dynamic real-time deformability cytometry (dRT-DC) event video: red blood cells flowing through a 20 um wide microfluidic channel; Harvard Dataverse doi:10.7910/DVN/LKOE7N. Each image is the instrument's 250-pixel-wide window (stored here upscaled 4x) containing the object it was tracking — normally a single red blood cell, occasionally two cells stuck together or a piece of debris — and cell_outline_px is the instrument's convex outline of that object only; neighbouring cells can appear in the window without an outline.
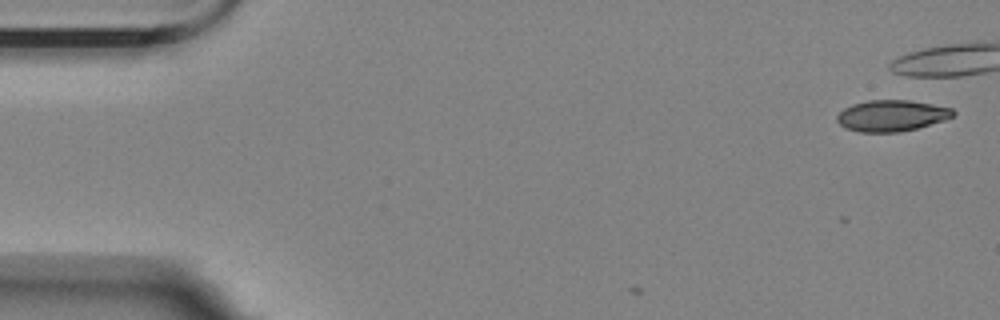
{"species": "Egyptian fruit bat (a non-hibernating species)", "species_latin": "Rousettus aegyptiacus", "temperature_condition": "room temperature", "stored_images_in_passage": 2, "camera_frame_rate_fps": 3000, "um_per_image_px": 0.085, "animal": {"sex": "female"}, "frame": {"image": 1, "passage_image": 2, "time_ms": 0.333, "image_size_px": [1000, 320], "cell_outline_px": [[956, 112], [952, 116], [944, 120], [916, 128], [900, 132], [860, 132], [844, 128], [836, 120], [836, 116], [844, 108], [852, 104], [868, 100], [908, 100], [932, 104], [952, 108]], "centroid_in_image_um": [75.76, 9.83], "position_along_channel_um": 9.2, "area_um2": 21.1}}